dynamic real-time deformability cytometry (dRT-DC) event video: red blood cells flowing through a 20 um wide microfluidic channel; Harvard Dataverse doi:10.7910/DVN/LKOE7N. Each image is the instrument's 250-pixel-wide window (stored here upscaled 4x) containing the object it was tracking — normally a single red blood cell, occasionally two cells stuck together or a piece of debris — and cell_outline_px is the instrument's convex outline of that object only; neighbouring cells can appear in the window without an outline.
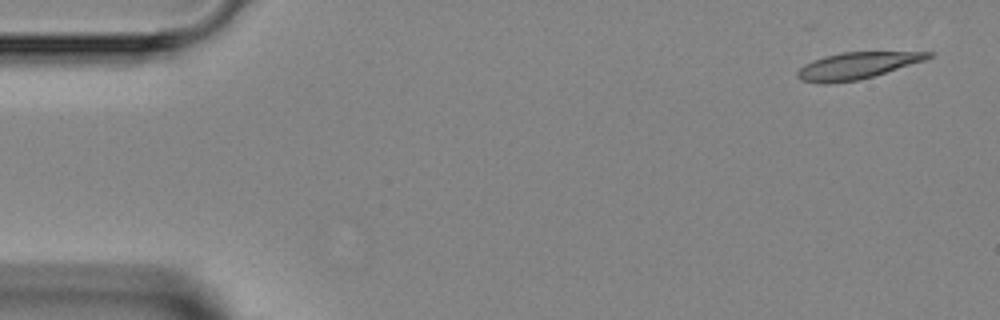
{"species": "Egyptian fruit bat (a non-hibernating species)", "species_latin": "Rousettus aegyptiacus", "temperature_condition": "room temperature", "stored_images_in_passage": 4, "camera_frame_rate_fps": 3000, "um_per_image_px": 0.085, "animal": {"sex": "female"}, "frame": {"image": 1, "passage_image": 1, "time_ms": 0.0, "image_size_px": [1000, 320], "cell_outline_px": [[932, 56], [924, 60], [860, 80], [828, 84], [824, 84], [800, 80], [796, 76], [796, 72], [804, 64], [812, 60], [824, 56], [840, 52], [932, 52]], "centroid_in_image_um": [72.75, 5.59], "position_along_channel_um": 12.3, "area_um2": 20.23}}
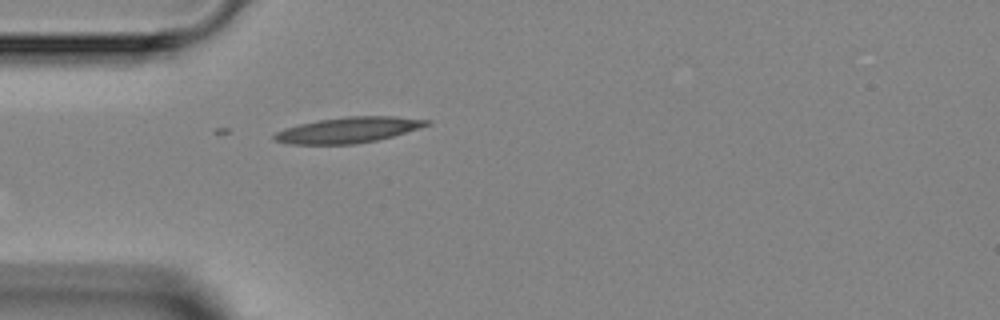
{"frame": {"image": 2, "passage_image": 4, "time_ms": 3.667, "image_size_px": [1000, 320], "cell_outline_px": [[432, 124], [420, 128], [392, 136], [376, 140], [352, 144], [292, 144], [272, 140], [272, 136], [276, 132], [284, 128], [300, 124], [320, 120], [348, 116], [396, 116], [432, 120]], "centroid_in_image_um": [29.63, 11.04], "position_along_channel_um": 55.4, "area_um2": 22.77}}